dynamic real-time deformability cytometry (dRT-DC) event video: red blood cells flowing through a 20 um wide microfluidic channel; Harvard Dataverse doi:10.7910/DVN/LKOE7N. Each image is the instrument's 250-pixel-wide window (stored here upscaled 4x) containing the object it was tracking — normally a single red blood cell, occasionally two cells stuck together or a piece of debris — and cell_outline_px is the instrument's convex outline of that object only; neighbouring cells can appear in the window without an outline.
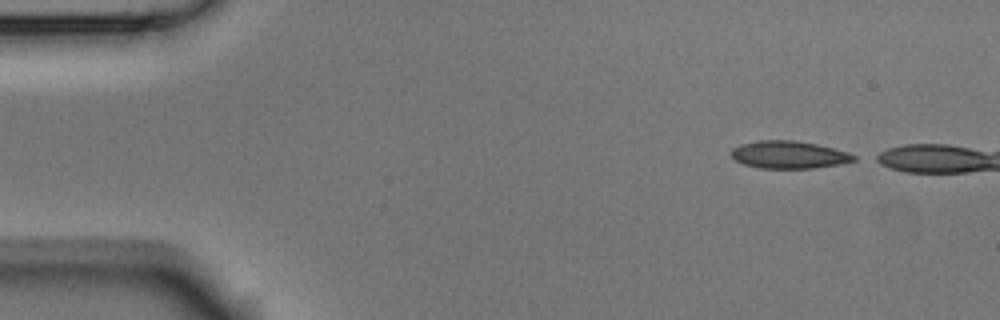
{"species": "Egyptian fruit bat (a non-hibernating species)", "species_latin": "Rousettus aegyptiacus", "temperature_condition": "room temperature", "stored_images_in_passage": 4, "camera_frame_rate_fps": 3000, "um_per_image_px": 0.085, "animal": {"sex": "male"}, "frame": {"image": 1, "passage_image": 1, "time_ms": 0.0, "image_size_px": [1000, 320], "cell_outline_px": [[856, 160], [840, 164], [812, 168], [760, 168], [744, 164], [736, 160], [732, 156], [732, 148], [740, 144], [760, 140], [796, 140], [816, 144], [848, 152], [856, 156]], "centroid_in_image_um": [67.06, 13.14], "position_along_channel_um": 17.9, "area_um2": 19.54}}